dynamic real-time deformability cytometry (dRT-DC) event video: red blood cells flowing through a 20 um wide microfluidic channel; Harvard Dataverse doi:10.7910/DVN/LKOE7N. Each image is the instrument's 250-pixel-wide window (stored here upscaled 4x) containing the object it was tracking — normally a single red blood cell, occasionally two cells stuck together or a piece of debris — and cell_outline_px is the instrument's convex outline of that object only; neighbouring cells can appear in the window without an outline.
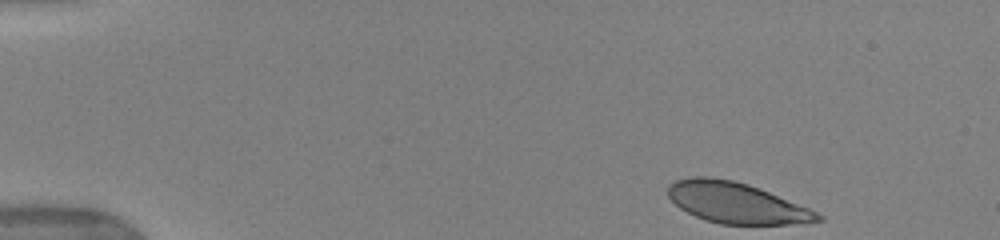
{"species": "human", "species_latin": "Homo sapiens", "temperature_condition": "warm", "stored_images_in_passage": 11, "camera_frame_rate_fps": 3000, "um_per_image_px": 0.085, "donor": {"sex": "female"}, "frame": {"image": 1, "passage_image": 1, "time_ms": 0.0, "image_size_px": [1000, 240], "cell_outline_px": [[824, 220], [788, 224], [720, 224], [704, 220], [680, 208], [668, 196], [668, 184], [676, 180], [692, 176], [704, 176], [732, 180], [748, 184], [760, 188], [808, 208], [824, 216]], "centroid_in_image_um": [62.56, 17.23], "position_along_channel_um": 22.4, "area_um2": 35.37}}